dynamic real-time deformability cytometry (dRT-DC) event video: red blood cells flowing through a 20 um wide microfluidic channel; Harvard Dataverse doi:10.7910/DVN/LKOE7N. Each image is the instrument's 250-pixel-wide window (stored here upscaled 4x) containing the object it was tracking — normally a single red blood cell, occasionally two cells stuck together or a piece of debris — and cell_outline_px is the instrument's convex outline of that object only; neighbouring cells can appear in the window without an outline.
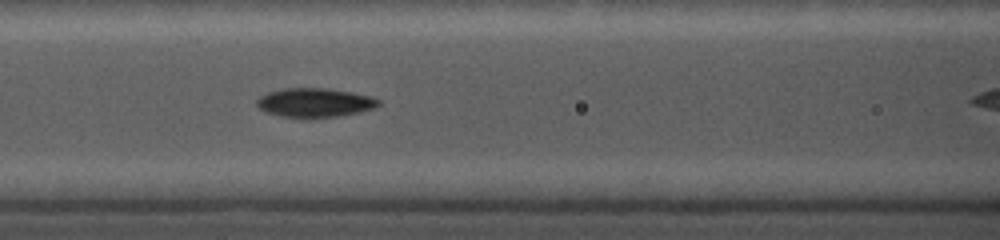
{"species": "common noctule bat (a hibernating species)", "species_latin": "Nyctalus noctula", "temperature_condition": "cold", "stored_images_in_passage": 12, "camera_frame_rate_fps": 5000, "um_per_image_px": 0.085, "animal": {"sex": "female", "body_mass_g": 19.0, "forearm_length_mm": 56.7}, "frame": {"image": 1, "passage_image": 4, "time_ms": 3.0, "image_size_px": [1000, 240], "cell_outline_px": [[380, 104], [376, 108], [360, 112], [336, 116], [308, 120], [300, 120], [280, 116], [264, 112], [256, 104], [256, 100], [260, 96], [268, 92], [280, 88], [324, 88], [352, 92], [372, 96], [380, 100]], "centroid_in_image_um": [26.73, 8.75], "position_along_channel_um": 139.9, "area_um2": 21.33}}
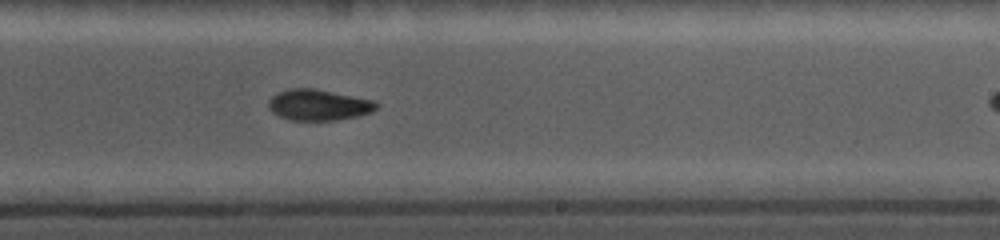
{"frame": {"image": 2, "passage_image": 7, "time_ms": 6.2, "image_size_px": [1000, 240], "cell_outline_px": [[380, 104], [372, 112], [356, 116], [336, 120], [292, 120], [280, 116], [272, 112], [268, 104], [268, 100], [272, 96], [280, 92], [292, 88], [316, 88], [372, 100]], "centroid_in_image_um": [27.08, 8.91], "position_along_channel_um": 261.9, "area_um2": 19.31}}
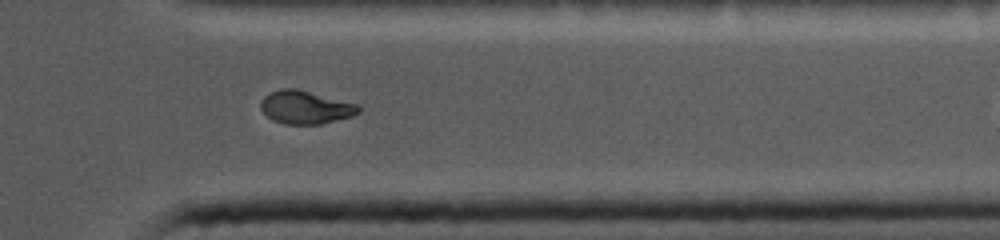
{"frame": {"image": 3, "passage_image": 10, "time_ms": 9.4, "image_size_px": [1000, 240], "cell_outline_px": [[360, 112], [352, 116], [320, 124], [284, 124], [272, 120], [260, 108], [260, 100], [264, 96], [280, 88], [296, 88], [360, 104]], "centroid_in_image_um": [25.97, 9.11], "position_along_channel_um": 385.4, "area_um2": 19.02}}